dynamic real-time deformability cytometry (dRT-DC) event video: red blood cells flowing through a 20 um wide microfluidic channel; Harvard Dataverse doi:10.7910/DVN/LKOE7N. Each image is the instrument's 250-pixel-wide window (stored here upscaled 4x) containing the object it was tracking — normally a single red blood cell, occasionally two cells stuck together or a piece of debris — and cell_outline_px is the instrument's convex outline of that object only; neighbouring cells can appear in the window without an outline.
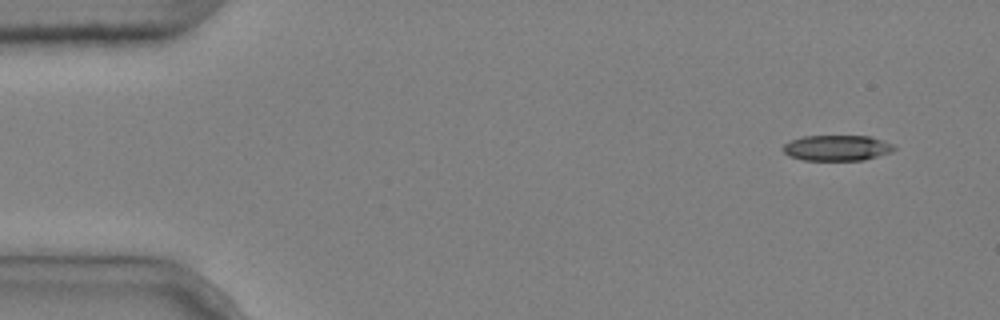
{"species": "common noctule bat (a hibernating species)", "species_latin": "Nyctalus noctula", "temperature_condition": "cold", "stored_images_in_passage": 4, "camera_frame_rate_fps": 3000, "um_per_image_px": 0.085, "animal": {"sex": "male", "body_mass_g": 20.4}, "frame": {"image": 1, "passage_image": 1, "time_ms": 0.0, "image_size_px": [1000, 320], "cell_outline_px": [[896, 148], [888, 152], [864, 160], [804, 160], [788, 156], [784, 152], [784, 144], [792, 140], [804, 136], [872, 136], [892, 144]], "centroid_in_image_um": [71.12, 12.57], "position_along_channel_um": 13.9, "area_um2": 16.36}}
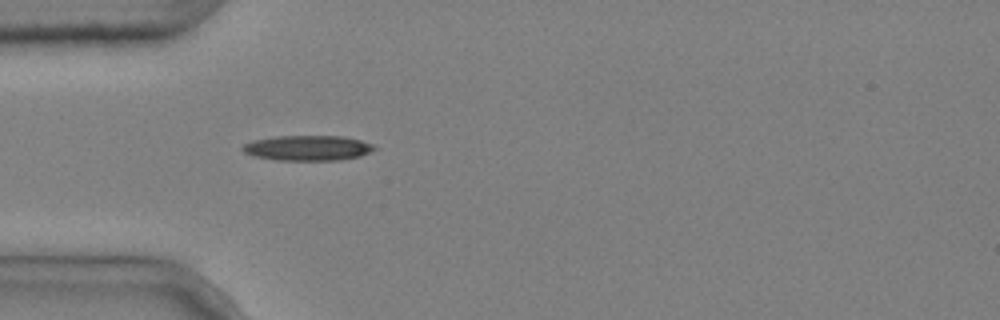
{"frame": {"image": 2, "passage_image": 4, "time_ms": 1.0, "image_size_px": [1000, 320], "cell_outline_px": [[376, 148], [360, 156], [340, 160], [276, 160], [252, 156], [244, 152], [240, 148], [244, 144], [252, 140], [276, 136], [344, 136], [360, 140], [372, 144]], "centroid_in_image_um": [26.11, 12.58], "position_along_channel_um": 58.9, "area_um2": 19.36}}